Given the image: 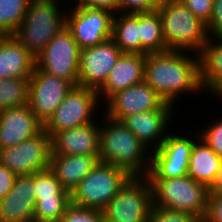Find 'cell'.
I'll list each match as a JSON object with an SVG mask.
<instances>
[{
  "instance_id": "cell-1",
  "label": "cell",
  "mask_w": 222,
  "mask_h": 222,
  "mask_svg": "<svg viewBox=\"0 0 222 222\" xmlns=\"http://www.w3.org/2000/svg\"><path fill=\"white\" fill-rule=\"evenodd\" d=\"M192 53L167 50L146 55L144 81L165 102L175 105L176 98L181 94H186V92L199 94L203 90L200 81L199 57L198 54L194 53L193 56Z\"/></svg>"
},
{
  "instance_id": "cell-2",
  "label": "cell",
  "mask_w": 222,
  "mask_h": 222,
  "mask_svg": "<svg viewBox=\"0 0 222 222\" xmlns=\"http://www.w3.org/2000/svg\"><path fill=\"white\" fill-rule=\"evenodd\" d=\"M103 116L101 123H105L100 124L99 161L119 167L130 176H148L150 149L121 121Z\"/></svg>"
},
{
  "instance_id": "cell-3",
  "label": "cell",
  "mask_w": 222,
  "mask_h": 222,
  "mask_svg": "<svg viewBox=\"0 0 222 222\" xmlns=\"http://www.w3.org/2000/svg\"><path fill=\"white\" fill-rule=\"evenodd\" d=\"M157 11L167 48L198 54L208 38L205 24L180 0H162Z\"/></svg>"
},
{
  "instance_id": "cell-4",
  "label": "cell",
  "mask_w": 222,
  "mask_h": 222,
  "mask_svg": "<svg viewBox=\"0 0 222 222\" xmlns=\"http://www.w3.org/2000/svg\"><path fill=\"white\" fill-rule=\"evenodd\" d=\"M59 1L31 0L23 22L14 34L35 58L66 26V10L61 11Z\"/></svg>"
},
{
  "instance_id": "cell-5",
  "label": "cell",
  "mask_w": 222,
  "mask_h": 222,
  "mask_svg": "<svg viewBox=\"0 0 222 222\" xmlns=\"http://www.w3.org/2000/svg\"><path fill=\"white\" fill-rule=\"evenodd\" d=\"M153 206L191 213L204 220L207 213L209 189L191 177L173 179L149 178Z\"/></svg>"
},
{
  "instance_id": "cell-6",
  "label": "cell",
  "mask_w": 222,
  "mask_h": 222,
  "mask_svg": "<svg viewBox=\"0 0 222 222\" xmlns=\"http://www.w3.org/2000/svg\"><path fill=\"white\" fill-rule=\"evenodd\" d=\"M129 177L125 170L99 161L71 192V204L103 211Z\"/></svg>"
},
{
  "instance_id": "cell-7",
  "label": "cell",
  "mask_w": 222,
  "mask_h": 222,
  "mask_svg": "<svg viewBox=\"0 0 222 222\" xmlns=\"http://www.w3.org/2000/svg\"><path fill=\"white\" fill-rule=\"evenodd\" d=\"M153 205L148 176H130L103 210L105 222H147Z\"/></svg>"
},
{
  "instance_id": "cell-8",
  "label": "cell",
  "mask_w": 222,
  "mask_h": 222,
  "mask_svg": "<svg viewBox=\"0 0 222 222\" xmlns=\"http://www.w3.org/2000/svg\"><path fill=\"white\" fill-rule=\"evenodd\" d=\"M99 101L96 90L74 86L44 124V131L52 137L59 131L96 122L94 112L101 106Z\"/></svg>"
},
{
  "instance_id": "cell-9",
  "label": "cell",
  "mask_w": 222,
  "mask_h": 222,
  "mask_svg": "<svg viewBox=\"0 0 222 222\" xmlns=\"http://www.w3.org/2000/svg\"><path fill=\"white\" fill-rule=\"evenodd\" d=\"M80 48L65 26L35 58L36 66L78 86Z\"/></svg>"
},
{
  "instance_id": "cell-10",
  "label": "cell",
  "mask_w": 222,
  "mask_h": 222,
  "mask_svg": "<svg viewBox=\"0 0 222 222\" xmlns=\"http://www.w3.org/2000/svg\"><path fill=\"white\" fill-rule=\"evenodd\" d=\"M51 137L44 130L15 146L0 149V164L16 176L31 175L49 169Z\"/></svg>"
},
{
  "instance_id": "cell-11",
  "label": "cell",
  "mask_w": 222,
  "mask_h": 222,
  "mask_svg": "<svg viewBox=\"0 0 222 222\" xmlns=\"http://www.w3.org/2000/svg\"><path fill=\"white\" fill-rule=\"evenodd\" d=\"M170 133V134H169ZM168 132L163 143L151 152L148 178H178L188 175L195 137Z\"/></svg>"
},
{
  "instance_id": "cell-12",
  "label": "cell",
  "mask_w": 222,
  "mask_h": 222,
  "mask_svg": "<svg viewBox=\"0 0 222 222\" xmlns=\"http://www.w3.org/2000/svg\"><path fill=\"white\" fill-rule=\"evenodd\" d=\"M114 15L104 9L72 7L71 12L66 10V27L83 50L112 38Z\"/></svg>"
},
{
  "instance_id": "cell-13",
  "label": "cell",
  "mask_w": 222,
  "mask_h": 222,
  "mask_svg": "<svg viewBox=\"0 0 222 222\" xmlns=\"http://www.w3.org/2000/svg\"><path fill=\"white\" fill-rule=\"evenodd\" d=\"M74 86L72 82L50 75L35 65L29 79L30 110L45 124Z\"/></svg>"
},
{
  "instance_id": "cell-14",
  "label": "cell",
  "mask_w": 222,
  "mask_h": 222,
  "mask_svg": "<svg viewBox=\"0 0 222 222\" xmlns=\"http://www.w3.org/2000/svg\"><path fill=\"white\" fill-rule=\"evenodd\" d=\"M122 54L112 38L80 50L78 86L98 91Z\"/></svg>"
},
{
  "instance_id": "cell-15",
  "label": "cell",
  "mask_w": 222,
  "mask_h": 222,
  "mask_svg": "<svg viewBox=\"0 0 222 222\" xmlns=\"http://www.w3.org/2000/svg\"><path fill=\"white\" fill-rule=\"evenodd\" d=\"M165 100L145 81L113 94L104 106L109 118L121 121L128 115L160 109Z\"/></svg>"
},
{
  "instance_id": "cell-16",
  "label": "cell",
  "mask_w": 222,
  "mask_h": 222,
  "mask_svg": "<svg viewBox=\"0 0 222 222\" xmlns=\"http://www.w3.org/2000/svg\"><path fill=\"white\" fill-rule=\"evenodd\" d=\"M174 107L166 102L160 109L124 117L121 122L150 150H156L168 134ZM170 122V123H169ZM167 132V133H166ZM152 147V148H151Z\"/></svg>"
},
{
  "instance_id": "cell-17",
  "label": "cell",
  "mask_w": 222,
  "mask_h": 222,
  "mask_svg": "<svg viewBox=\"0 0 222 222\" xmlns=\"http://www.w3.org/2000/svg\"><path fill=\"white\" fill-rule=\"evenodd\" d=\"M44 130L29 105L0 110V149L15 146Z\"/></svg>"
},
{
  "instance_id": "cell-18",
  "label": "cell",
  "mask_w": 222,
  "mask_h": 222,
  "mask_svg": "<svg viewBox=\"0 0 222 222\" xmlns=\"http://www.w3.org/2000/svg\"><path fill=\"white\" fill-rule=\"evenodd\" d=\"M34 174L17 176L11 190L0 199V222H30L36 199Z\"/></svg>"
},
{
  "instance_id": "cell-19",
  "label": "cell",
  "mask_w": 222,
  "mask_h": 222,
  "mask_svg": "<svg viewBox=\"0 0 222 222\" xmlns=\"http://www.w3.org/2000/svg\"><path fill=\"white\" fill-rule=\"evenodd\" d=\"M92 122L55 133L51 154L99 155L100 122Z\"/></svg>"
},
{
  "instance_id": "cell-20",
  "label": "cell",
  "mask_w": 222,
  "mask_h": 222,
  "mask_svg": "<svg viewBox=\"0 0 222 222\" xmlns=\"http://www.w3.org/2000/svg\"><path fill=\"white\" fill-rule=\"evenodd\" d=\"M145 59L146 55L123 53L97 91L99 100L106 102L113 94L144 81Z\"/></svg>"
},
{
  "instance_id": "cell-21",
  "label": "cell",
  "mask_w": 222,
  "mask_h": 222,
  "mask_svg": "<svg viewBox=\"0 0 222 222\" xmlns=\"http://www.w3.org/2000/svg\"><path fill=\"white\" fill-rule=\"evenodd\" d=\"M35 57L14 35L0 36V79L30 78Z\"/></svg>"
},
{
  "instance_id": "cell-22",
  "label": "cell",
  "mask_w": 222,
  "mask_h": 222,
  "mask_svg": "<svg viewBox=\"0 0 222 222\" xmlns=\"http://www.w3.org/2000/svg\"><path fill=\"white\" fill-rule=\"evenodd\" d=\"M99 162V155L51 154L49 169L70 193Z\"/></svg>"
},
{
  "instance_id": "cell-23",
  "label": "cell",
  "mask_w": 222,
  "mask_h": 222,
  "mask_svg": "<svg viewBox=\"0 0 222 222\" xmlns=\"http://www.w3.org/2000/svg\"><path fill=\"white\" fill-rule=\"evenodd\" d=\"M213 40V41H212ZM216 41V42H214ZM203 91L222 98V38H207L198 53ZM210 91V92H209ZM213 93V94H212Z\"/></svg>"
},
{
  "instance_id": "cell-24",
  "label": "cell",
  "mask_w": 222,
  "mask_h": 222,
  "mask_svg": "<svg viewBox=\"0 0 222 222\" xmlns=\"http://www.w3.org/2000/svg\"><path fill=\"white\" fill-rule=\"evenodd\" d=\"M222 157L218 156L198 135L191 150L188 176L208 189L214 183Z\"/></svg>"
},
{
  "instance_id": "cell-25",
  "label": "cell",
  "mask_w": 222,
  "mask_h": 222,
  "mask_svg": "<svg viewBox=\"0 0 222 222\" xmlns=\"http://www.w3.org/2000/svg\"><path fill=\"white\" fill-rule=\"evenodd\" d=\"M112 39L122 53L141 54L139 13L115 14L113 18Z\"/></svg>"
},
{
  "instance_id": "cell-26",
  "label": "cell",
  "mask_w": 222,
  "mask_h": 222,
  "mask_svg": "<svg viewBox=\"0 0 222 222\" xmlns=\"http://www.w3.org/2000/svg\"><path fill=\"white\" fill-rule=\"evenodd\" d=\"M141 55L169 50L164 41L162 22L157 10L139 13Z\"/></svg>"
},
{
  "instance_id": "cell-27",
  "label": "cell",
  "mask_w": 222,
  "mask_h": 222,
  "mask_svg": "<svg viewBox=\"0 0 222 222\" xmlns=\"http://www.w3.org/2000/svg\"><path fill=\"white\" fill-rule=\"evenodd\" d=\"M31 0H0V35H14Z\"/></svg>"
},
{
  "instance_id": "cell-28",
  "label": "cell",
  "mask_w": 222,
  "mask_h": 222,
  "mask_svg": "<svg viewBox=\"0 0 222 222\" xmlns=\"http://www.w3.org/2000/svg\"><path fill=\"white\" fill-rule=\"evenodd\" d=\"M29 79H0V110L28 104Z\"/></svg>"
},
{
  "instance_id": "cell-29",
  "label": "cell",
  "mask_w": 222,
  "mask_h": 222,
  "mask_svg": "<svg viewBox=\"0 0 222 222\" xmlns=\"http://www.w3.org/2000/svg\"><path fill=\"white\" fill-rule=\"evenodd\" d=\"M71 205V195H54V197L36 200L34 221L60 222L66 209Z\"/></svg>"
},
{
  "instance_id": "cell-30",
  "label": "cell",
  "mask_w": 222,
  "mask_h": 222,
  "mask_svg": "<svg viewBox=\"0 0 222 222\" xmlns=\"http://www.w3.org/2000/svg\"><path fill=\"white\" fill-rule=\"evenodd\" d=\"M35 199L54 197V195H71L50 169L34 173Z\"/></svg>"
},
{
  "instance_id": "cell-31",
  "label": "cell",
  "mask_w": 222,
  "mask_h": 222,
  "mask_svg": "<svg viewBox=\"0 0 222 222\" xmlns=\"http://www.w3.org/2000/svg\"><path fill=\"white\" fill-rule=\"evenodd\" d=\"M191 213L152 205L147 222H198Z\"/></svg>"
},
{
  "instance_id": "cell-32",
  "label": "cell",
  "mask_w": 222,
  "mask_h": 222,
  "mask_svg": "<svg viewBox=\"0 0 222 222\" xmlns=\"http://www.w3.org/2000/svg\"><path fill=\"white\" fill-rule=\"evenodd\" d=\"M60 222H105L103 211L81 208L71 204Z\"/></svg>"
},
{
  "instance_id": "cell-33",
  "label": "cell",
  "mask_w": 222,
  "mask_h": 222,
  "mask_svg": "<svg viewBox=\"0 0 222 222\" xmlns=\"http://www.w3.org/2000/svg\"><path fill=\"white\" fill-rule=\"evenodd\" d=\"M201 131V132H200ZM198 132L201 139L220 157H222V118L211 126Z\"/></svg>"
},
{
  "instance_id": "cell-34",
  "label": "cell",
  "mask_w": 222,
  "mask_h": 222,
  "mask_svg": "<svg viewBox=\"0 0 222 222\" xmlns=\"http://www.w3.org/2000/svg\"><path fill=\"white\" fill-rule=\"evenodd\" d=\"M162 0H117L118 13H143L157 10Z\"/></svg>"
},
{
  "instance_id": "cell-35",
  "label": "cell",
  "mask_w": 222,
  "mask_h": 222,
  "mask_svg": "<svg viewBox=\"0 0 222 222\" xmlns=\"http://www.w3.org/2000/svg\"><path fill=\"white\" fill-rule=\"evenodd\" d=\"M205 25L208 23L213 9V0H180Z\"/></svg>"
},
{
  "instance_id": "cell-36",
  "label": "cell",
  "mask_w": 222,
  "mask_h": 222,
  "mask_svg": "<svg viewBox=\"0 0 222 222\" xmlns=\"http://www.w3.org/2000/svg\"><path fill=\"white\" fill-rule=\"evenodd\" d=\"M205 27L209 37L222 38V0H213L212 15Z\"/></svg>"
},
{
  "instance_id": "cell-37",
  "label": "cell",
  "mask_w": 222,
  "mask_h": 222,
  "mask_svg": "<svg viewBox=\"0 0 222 222\" xmlns=\"http://www.w3.org/2000/svg\"><path fill=\"white\" fill-rule=\"evenodd\" d=\"M205 222H222V196L208 195Z\"/></svg>"
},
{
  "instance_id": "cell-38",
  "label": "cell",
  "mask_w": 222,
  "mask_h": 222,
  "mask_svg": "<svg viewBox=\"0 0 222 222\" xmlns=\"http://www.w3.org/2000/svg\"><path fill=\"white\" fill-rule=\"evenodd\" d=\"M74 7H87L92 9H104L114 14L118 13L117 0H76Z\"/></svg>"
},
{
  "instance_id": "cell-39",
  "label": "cell",
  "mask_w": 222,
  "mask_h": 222,
  "mask_svg": "<svg viewBox=\"0 0 222 222\" xmlns=\"http://www.w3.org/2000/svg\"><path fill=\"white\" fill-rule=\"evenodd\" d=\"M16 177L11 170L0 164V199L11 190Z\"/></svg>"
},
{
  "instance_id": "cell-40",
  "label": "cell",
  "mask_w": 222,
  "mask_h": 222,
  "mask_svg": "<svg viewBox=\"0 0 222 222\" xmlns=\"http://www.w3.org/2000/svg\"><path fill=\"white\" fill-rule=\"evenodd\" d=\"M209 195L222 196V163L217 173L214 183L209 188Z\"/></svg>"
},
{
  "instance_id": "cell-41",
  "label": "cell",
  "mask_w": 222,
  "mask_h": 222,
  "mask_svg": "<svg viewBox=\"0 0 222 222\" xmlns=\"http://www.w3.org/2000/svg\"><path fill=\"white\" fill-rule=\"evenodd\" d=\"M30 222H46V221H34V220H32V221H30Z\"/></svg>"
}]
</instances>
